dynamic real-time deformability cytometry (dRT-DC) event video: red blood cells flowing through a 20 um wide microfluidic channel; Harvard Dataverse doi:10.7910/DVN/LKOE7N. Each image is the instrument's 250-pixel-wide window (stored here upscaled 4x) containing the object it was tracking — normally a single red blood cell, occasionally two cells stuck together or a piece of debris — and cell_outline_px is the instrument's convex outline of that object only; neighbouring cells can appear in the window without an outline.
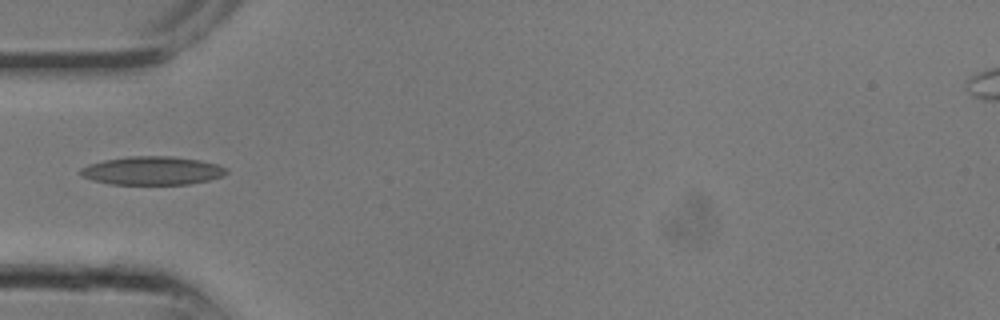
{"species": "common noctule bat (a hibernating species)", "species_latin": "Nyctalus noctula", "temperature_condition": "room temperature", "stored_images_in_passage": 10, "camera_frame_rate_fps": 3000, "um_per_image_px": 0.085, "animal": {"sex": "male", "body_mass_g": 13.3}, "frame": {"image": 1, "passage_image": 9, "time_ms": 2.667, "image_size_px": [1000, 320], "cell_outline_px": [[228, 172], [224, 176], [208, 180], [188, 184], [112, 184], [92, 180], [80, 176], [80, 168], [88, 164], [104, 160], [128, 156], [172, 156], [200, 160], [216, 164], [228, 168]], "centroid_in_image_um": [12.94, 14.5], "position_along_channel_um": 72.1, "area_um2": 24.28}}